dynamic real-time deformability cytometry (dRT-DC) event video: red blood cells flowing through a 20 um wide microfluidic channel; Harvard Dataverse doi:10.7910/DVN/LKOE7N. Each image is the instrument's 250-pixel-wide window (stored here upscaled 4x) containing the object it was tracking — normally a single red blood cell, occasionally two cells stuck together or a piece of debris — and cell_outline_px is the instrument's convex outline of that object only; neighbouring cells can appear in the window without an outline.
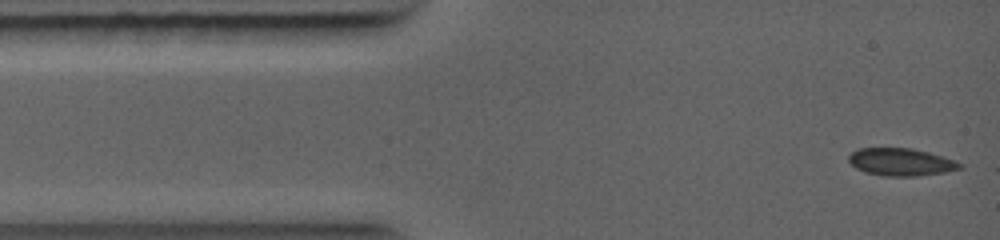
{"species": "common noctule bat (a hibernating species)", "species_latin": "Nyctalus noctula", "temperature_condition": "warm", "stored_images_in_passage": 63, "camera_frame_rate_fps": 5000, "um_per_image_px": 0.085, "animal": {"sex": "female", "body_mass_g": 19.0, "forearm_length_mm": 56.7}, "frame": {"image": 1, "passage_image": 1, "time_ms": 0.0, "image_size_px": [1000, 240], "cell_outline_px": [[964, 168], [944, 172], [916, 176], [884, 176], [864, 172], [856, 168], [848, 160], [848, 156], [856, 148], [912, 148], [928, 152], [964, 164]], "centroid_in_image_um": [76.56, 13.77], "position_along_channel_um": 8.4, "area_um2": 17.8}}
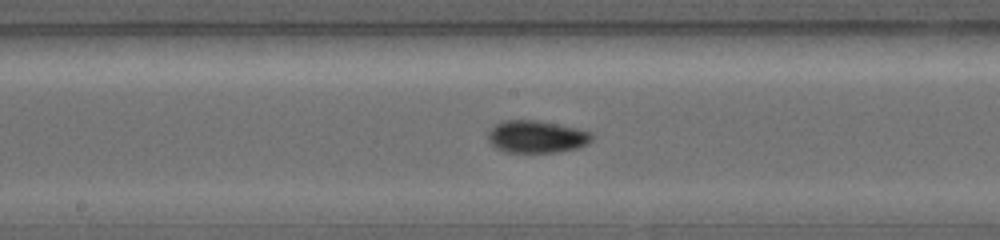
{"frame": {"image": 2, "passage_image": 33, "time_ms": 5.2, "image_size_px": [1000, 240], "cell_outline_px": [[592, 140], [588, 144], [580, 148], [560, 152], [504, 152], [496, 148], [488, 140], [488, 132], [496, 124], [504, 120], [540, 120], [576, 128], [592, 132]], "centroid_in_image_um": [45.64, 11.62], "position_along_channel_um": 202.6, "area_um2": 19.77}}
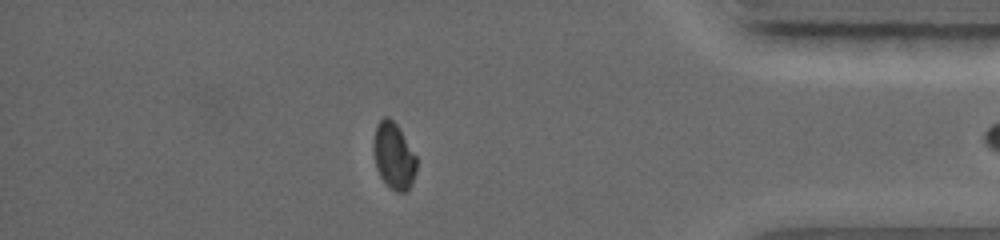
{"frame": {"image": 3, "passage_image": 62, "time_ms": 9.8, "image_size_px": [1000, 240], "cell_outline_px": [[416, 172], [412, 184], [404, 192], [396, 192], [380, 176], [376, 168], [372, 148], [372, 144], [376, 124], [384, 116], [388, 116], [396, 124], [416, 156]], "centroid_in_image_um": [33.44, 13.23], "position_along_channel_um": 401.8, "area_um2": 16.59}}